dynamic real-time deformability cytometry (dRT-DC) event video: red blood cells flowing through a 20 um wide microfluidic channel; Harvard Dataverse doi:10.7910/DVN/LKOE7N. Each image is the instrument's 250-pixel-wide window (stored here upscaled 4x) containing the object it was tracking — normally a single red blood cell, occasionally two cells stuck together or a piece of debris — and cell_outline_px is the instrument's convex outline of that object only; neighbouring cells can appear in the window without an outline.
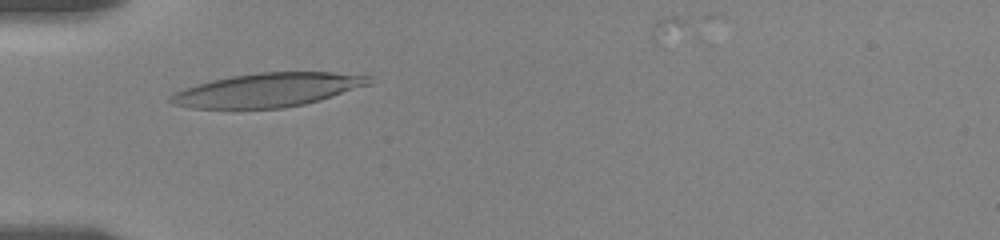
{"species": "human", "species_latin": "Homo sapiens", "temperature_condition": "room temperature", "stored_images_in_passage": 24, "camera_frame_rate_fps": 3000, "um_per_image_px": 0.085, "donor": {"sex": "female"}, "frame": {"image": 1, "passage_image": 10, "time_ms": 3.0, "image_size_px": [1000, 240], "cell_outline_px": [[372, 84], [320, 100], [304, 104], [284, 108], [192, 108], [172, 104], [168, 100], [168, 96], [184, 88], [212, 80], [232, 76], [260, 72], [332, 72], [372, 76]], "centroid_in_image_um": [22.78, 7.64], "position_along_channel_um": 62.2, "area_um2": 39.02}}
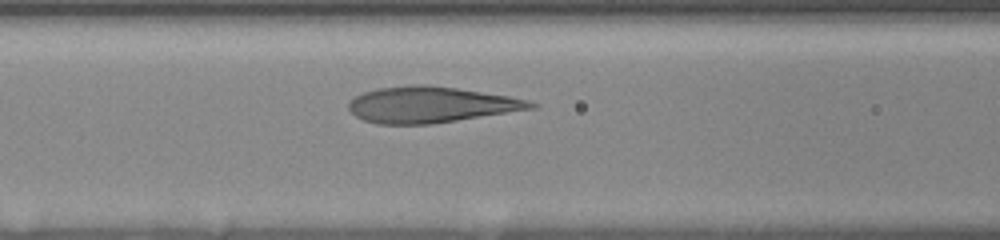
{"frame": {"image": 2, "passage_image": 18, "time_ms": 5.0, "image_size_px": [1000, 240], "cell_outline_px": [[540, 104], [536, 108], [432, 124], [376, 124], [364, 120], [356, 116], [348, 108], [348, 100], [364, 92], [376, 88], [412, 84], [428, 84], [456, 88], [508, 96], [528, 100]], "centroid_in_image_um": [36.6, 8.89], "position_along_channel_um": 130.0, "area_um2": 38.32}}
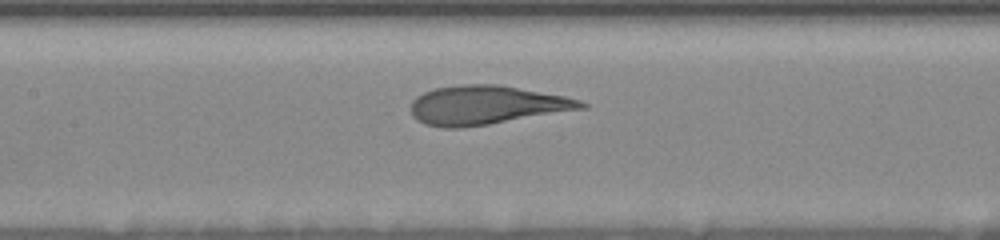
{"frame": {"image": 3, "passage_image": 22, "time_ms": 6.0, "image_size_px": [1000, 240], "cell_outline_px": [[588, 108], [488, 124], [460, 128], [444, 128], [424, 124], [416, 120], [412, 116], [412, 100], [416, 96], [424, 92], [436, 88], [460, 84], [496, 84], [564, 96], [580, 100], [588, 104]], "centroid_in_image_um": [41.32, 8.94], "position_along_channel_um": 166.1, "area_um2": 38.49}}